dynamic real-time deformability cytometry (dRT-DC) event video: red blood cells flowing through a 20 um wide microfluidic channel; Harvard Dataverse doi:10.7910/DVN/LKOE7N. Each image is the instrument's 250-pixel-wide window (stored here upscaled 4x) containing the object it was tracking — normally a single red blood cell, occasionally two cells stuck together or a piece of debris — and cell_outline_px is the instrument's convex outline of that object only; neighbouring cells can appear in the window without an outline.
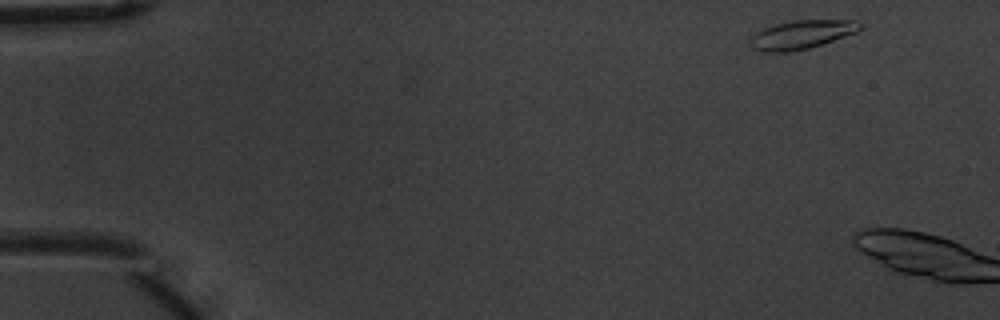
{"species": "common noctule bat (a hibernating species)", "species_latin": "Nyctalus noctula", "temperature_condition": "warm", "stored_images_in_passage": 2, "camera_frame_rate_fps": 3000, "um_per_image_px": 0.085, "animal": {"sex": "male", "body_mass_g": 20.1, "forearm_length_mm": 53.5}, "frame": {"image": 1, "passage_image": 1, "time_ms": 0.0, "image_size_px": [1000, 320], "cell_outline_px": [[860, 28], [856, 32], [808, 48], [788, 52], [764, 52], [752, 48], [752, 36], [756, 32], [764, 28], [776, 24], [792, 20], [856, 20], [860, 24]], "centroid_in_image_um": [68.11, 2.93], "position_along_channel_um": 16.9, "area_um2": 17.92}}